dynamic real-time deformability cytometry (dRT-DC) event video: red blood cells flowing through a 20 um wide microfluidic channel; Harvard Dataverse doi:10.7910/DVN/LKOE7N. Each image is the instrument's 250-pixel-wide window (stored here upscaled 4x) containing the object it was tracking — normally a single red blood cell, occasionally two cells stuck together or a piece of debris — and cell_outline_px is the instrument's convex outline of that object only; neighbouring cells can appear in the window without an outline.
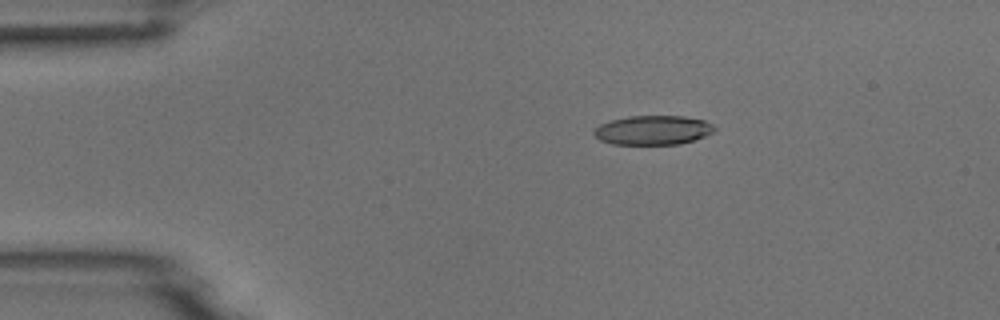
{"species": "common noctule bat (a hibernating species)", "species_latin": "Nyctalus noctula", "temperature_condition": "room temperature", "stored_images_in_passage": 6, "camera_frame_rate_fps": 3000, "um_per_image_px": 0.085, "animal": {"sex": "male", "body_mass_g": 18.8}, "frame": {"image": 1, "passage_image": 3, "time_ms": 0.667, "image_size_px": [1000, 320], "cell_outline_px": [[716, 128], [712, 132], [704, 136], [680, 144], [612, 144], [600, 140], [592, 132], [600, 124], [608, 120], [628, 116], [684, 116], [704, 120], [712, 124]], "centroid_in_image_um": [55.47, 11.05], "position_along_channel_um": 29.5, "area_um2": 20.52}}
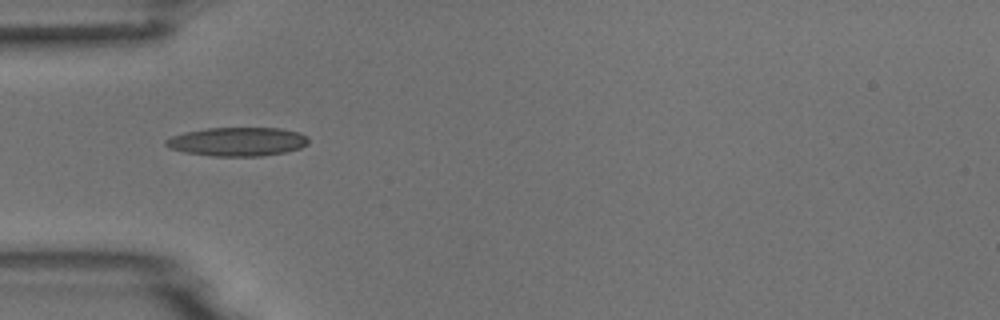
{"frame": {"image": 2, "passage_image": 5, "time_ms": 1.333, "image_size_px": [1000, 320], "cell_outline_px": [[308, 144], [300, 148], [284, 152], [264, 156], [212, 156], [184, 152], [168, 148], [164, 144], [164, 140], [172, 136], [184, 132], [208, 128], [280, 128], [300, 132], [308, 136]], "centroid_in_image_um": [20.18, 12.04], "position_along_channel_um": 64.8, "area_um2": 24.1}}